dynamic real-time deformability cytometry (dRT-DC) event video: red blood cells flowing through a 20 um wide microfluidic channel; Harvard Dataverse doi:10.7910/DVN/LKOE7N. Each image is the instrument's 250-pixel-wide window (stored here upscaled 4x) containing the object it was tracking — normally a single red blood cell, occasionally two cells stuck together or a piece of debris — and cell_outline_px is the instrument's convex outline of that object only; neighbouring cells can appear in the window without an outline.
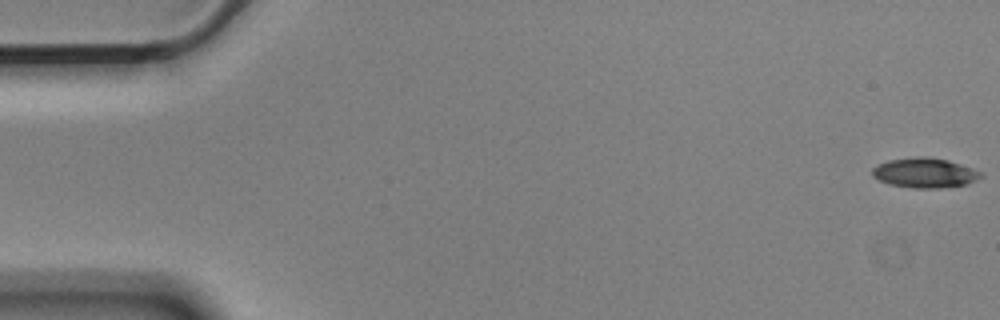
{"species": "Egyptian fruit bat (a non-hibernating species)", "species_latin": "Rousettus aegyptiacus", "temperature_condition": "cold", "stored_images_in_passage": 50, "camera_frame_rate_fps": 3000, "um_per_image_px": 0.085, "animal": {"sex": "male"}, "frame": {"image": 1, "passage_image": 1, "time_ms": 0.0, "image_size_px": [1000, 320], "cell_outline_px": [[984, 176], [968, 184], [940, 188], [912, 188], [888, 184], [872, 176], [872, 168], [888, 160], [916, 156], [928, 156], [948, 160], [984, 172]], "centroid_in_image_um": [78.63, 14.69], "position_along_channel_um": 6.4, "area_um2": 19.07}}
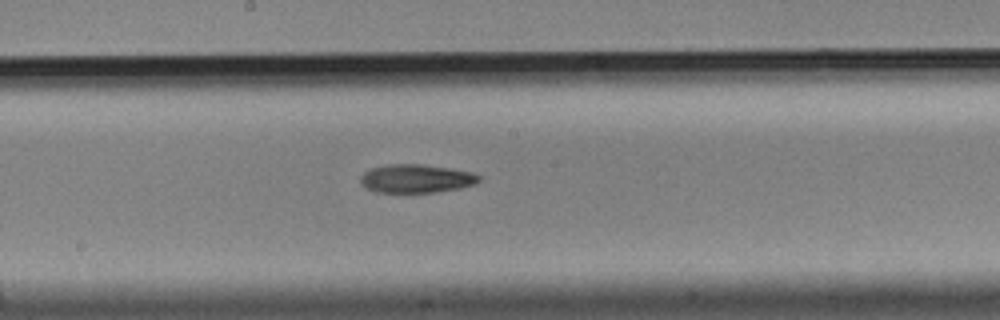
{"frame": {"image": 2, "passage_image": 30, "time_ms": 9.667, "image_size_px": [1000, 320], "cell_outline_px": [[480, 180], [476, 184], [460, 188], [436, 192], [376, 192], [360, 184], [360, 176], [364, 172], [372, 168], [388, 164], [420, 164], [452, 168], [472, 172], [480, 176]], "centroid_in_image_um": [35.39, 15.17], "position_along_channel_um": 212.8, "area_um2": 19.71}}
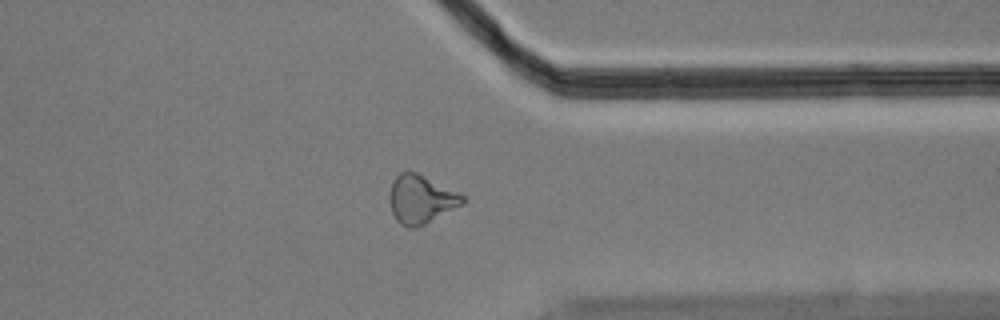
{"frame": {"image": 3, "passage_image": 44, "time_ms": 14.333, "image_size_px": [1000, 320], "cell_outline_px": [[464, 204], [416, 228], [408, 228], [400, 224], [396, 220], [392, 212], [388, 196], [388, 192], [392, 180], [400, 172], [416, 172], [464, 196]], "centroid_in_image_um": [35.72, 16.95], "position_along_channel_um": 375.7, "area_um2": 20.46}}